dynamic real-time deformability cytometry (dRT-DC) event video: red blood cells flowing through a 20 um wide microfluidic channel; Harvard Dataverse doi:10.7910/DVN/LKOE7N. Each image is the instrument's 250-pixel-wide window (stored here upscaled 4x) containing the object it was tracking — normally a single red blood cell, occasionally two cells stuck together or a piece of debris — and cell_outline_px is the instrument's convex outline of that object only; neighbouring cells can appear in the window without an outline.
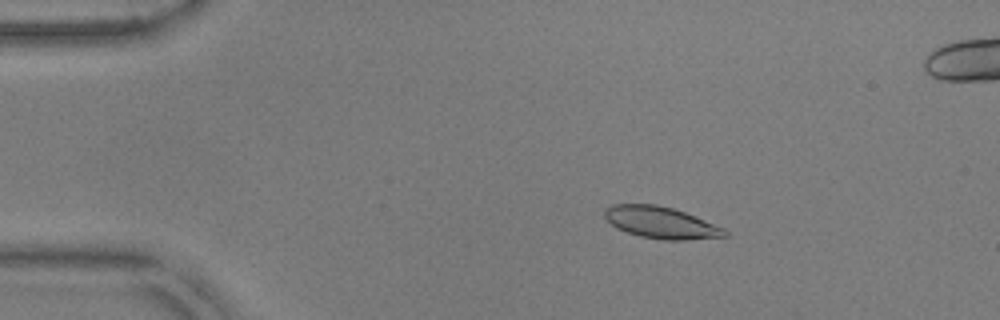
{"species": "common noctule bat (a hibernating species)", "species_latin": "Nyctalus noctula", "temperature_condition": "warm", "stored_images_in_passage": 55, "camera_frame_rate_fps": 3000, "um_per_image_px": 0.085, "animal": {"sex": "male", "body_mass_g": 17.9, "forearm_length_mm": 54.2}, "frame": {"image": 1, "passage_image": 10, "time_ms": 3.0, "image_size_px": [1000, 320], "cell_outline_px": [[728, 236], [684, 240], [664, 240], [640, 236], [616, 228], [604, 220], [604, 208], [612, 204], [656, 204], [672, 208], [684, 212], [724, 228], [728, 232]], "centroid_in_image_um": [56.13, 18.91], "position_along_channel_um": 28.9, "area_um2": 22.25}}
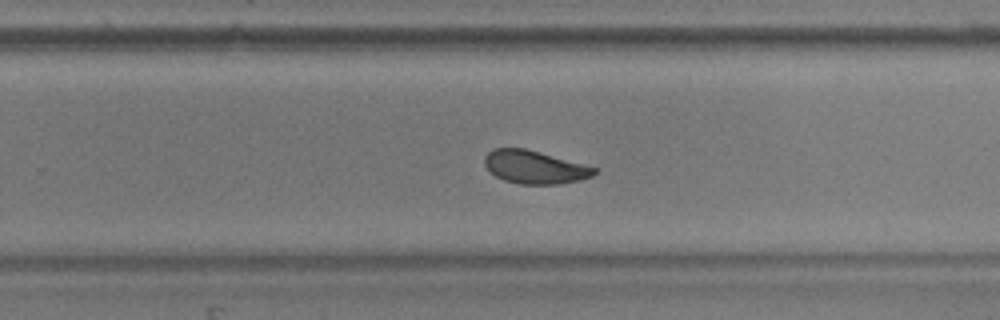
{"frame": {"image": 2, "passage_image": 35, "time_ms": 11.333, "image_size_px": [1000, 320], "cell_outline_px": [[600, 168], [592, 176], [560, 184], [520, 184], [504, 180], [496, 176], [484, 164], [484, 156], [492, 148], [524, 148]], "centroid_in_image_um": [45.45, 14.2], "position_along_channel_um": 284.4, "area_um2": 21.04}}
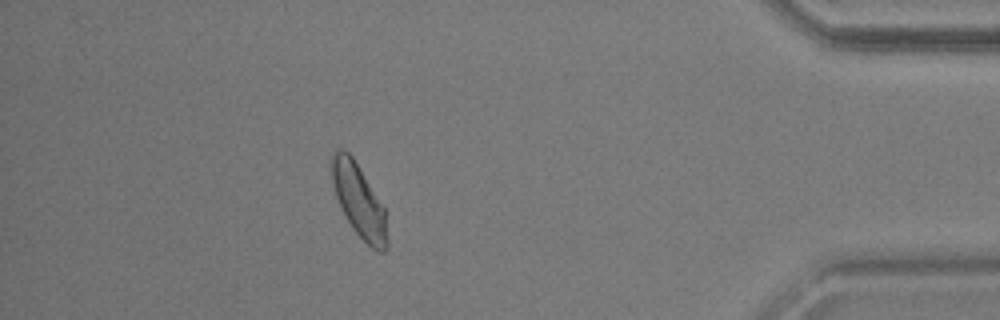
{"frame": {"image": 3, "passage_image": 48, "time_ms": 15.667, "image_size_px": [1000, 320], "cell_outline_px": [[388, 248], [384, 252], [380, 252], [372, 248], [352, 228], [340, 208], [332, 184], [328, 168], [328, 160], [332, 152], [336, 148], [344, 148], [352, 156], [384, 208], [388, 240]], "centroid_in_image_um": [30.44, 16.99], "position_along_channel_um": 404.8, "area_um2": 23.93}, "authors_computed_cell_mechanics": {"area_um2": 22.253, "velocity_mm_per_s": 3.7849, "shape_relaxation_time_tau1_ms": 3.0911, "shape_relaxation_time_tau2_ms": 1.471, "deformation_change_tau1": 0.112, "deformation_change_tau2": 0.0461}}